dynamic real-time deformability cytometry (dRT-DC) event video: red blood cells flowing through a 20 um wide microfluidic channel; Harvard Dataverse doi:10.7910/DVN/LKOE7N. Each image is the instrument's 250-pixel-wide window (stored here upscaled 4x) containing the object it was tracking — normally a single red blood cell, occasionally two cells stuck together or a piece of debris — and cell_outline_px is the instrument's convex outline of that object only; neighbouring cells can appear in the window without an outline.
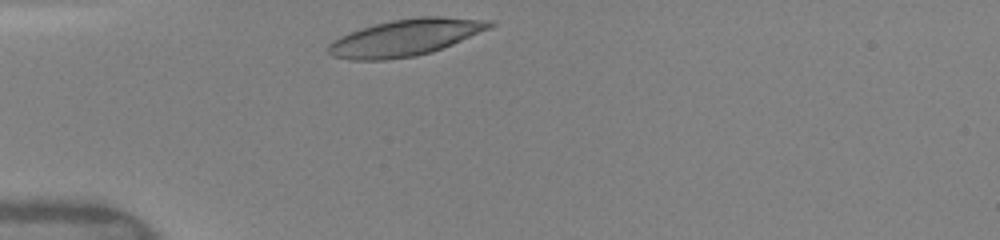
{"species": "human", "species_latin": "Homo sapiens", "temperature_condition": "warm", "stored_images_in_passage": 28, "camera_frame_rate_fps": 3000, "um_per_image_px": 0.085, "donor": {"sex": "female"}, "frame": {"image": 1, "passage_image": 1, "time_ms": 0.0, "image_size_px": [1000, 240], "cell_outline_px": [[496, 24], [488, 28], [452, 44], [432, 52], [416, 56], [384, 60], [352, 60], [332, 56], [328, 52], [328, 44], [332, 40], [340, 36], [376, 24], [392, 20], [420, 16], [440, 16], [496, 20]], "centroid_in_image_um": [34.47, 3.19], "position_along_channel_um": 50.5, "area_um2": 34.28}}
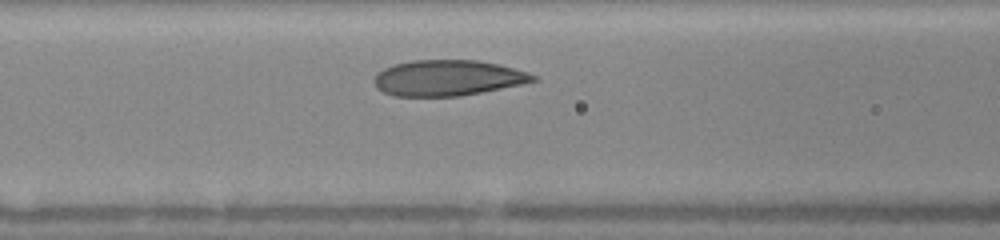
{"frame": {"image": 2, "passage_image": 8, "time_ms": 2.333, "image_size_px": [1000, 240], "cell_outline_px": [[536, 80], [520, 84], [460, 96], [396, 96], [384, 92], [376, 88], [372, 80], [384, 68], [392, 64], [412, 60], [476, 60], [500, 64], [528, 72], [536, 76]], "centroid_in_image_um": [38.02, 6.61], "position_along_channel_um": 128.6, "area_um2": 32.95}}
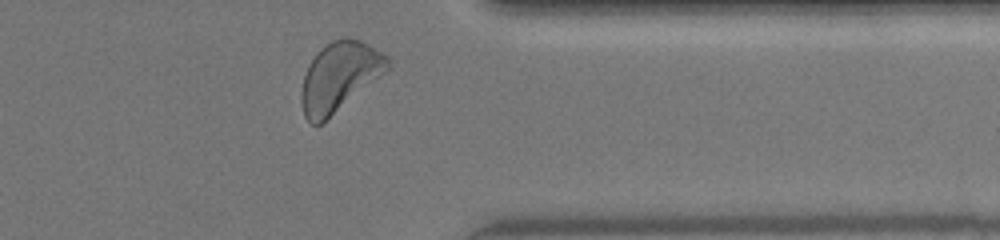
{"frame": {"image": 3, "passage_image": 27, "time_ms": 8.667, "image_size_px": [1000, 240], "cell_outline_px": [[392, 68], [320, 124], [312, 124], [304, 116], [300, 100], [300, 92], [304, 76], [308, 64], [316, 52], [324, 44], [332, 40], [344, 36], [348, 36], [360, 40], [368, 44], [388, 56], [392, 60]], "centroid_in_image_um": [28.87, 6.47], "position_along_channel_um": 382.5, "area_um2": 35.2}, "authors_computed_cell_mechanics": {"area_um2": 33.3506, "velocity_mm_per_s": 4.0859, "shape_relaxation_time_tau1_ms": 2.142, "shape_relaxation_time_tau2_ms": 1.0504, "deformation_change_tau1": 0.1274, "deformation_change_tau2": 0.0694}}